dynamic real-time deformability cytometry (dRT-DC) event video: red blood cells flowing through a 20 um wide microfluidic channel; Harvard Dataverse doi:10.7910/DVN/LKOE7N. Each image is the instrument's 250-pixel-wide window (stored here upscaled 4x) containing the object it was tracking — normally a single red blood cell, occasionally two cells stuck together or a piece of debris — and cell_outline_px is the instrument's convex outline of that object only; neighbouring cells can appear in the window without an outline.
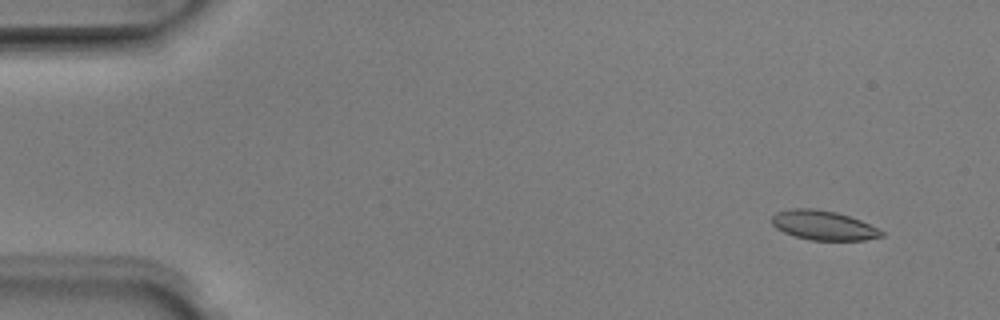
{"species": "Egyptian fruit bat (a non-hibernating species)", "species_latin": "Rousettus aegyptiacus", "temperature_condition": "room temperature", "stored_images_in_passage": 51, "camera_frame_rate_fps": 3000, "um_per_image_px": 0.085, "animal": {"sex": "male"}, "frame": {"image": 1, "passage_image": 4, "time_ms": 1.0, "image_size_px": [1000, 320], "cell_outline_px": [[884, 236], [864, 240], [812, 240], [796, 236], [784, 232], [776, 228], [772, 224], [772, 216], [776, 212], [792, 208], [812, 208], [836, 212], [860, 220], [884, 232]], "centroid_in_image_um": [69.97, 19.15], "position_along_channel_um": 15.0, "area_um2": 18.61}}
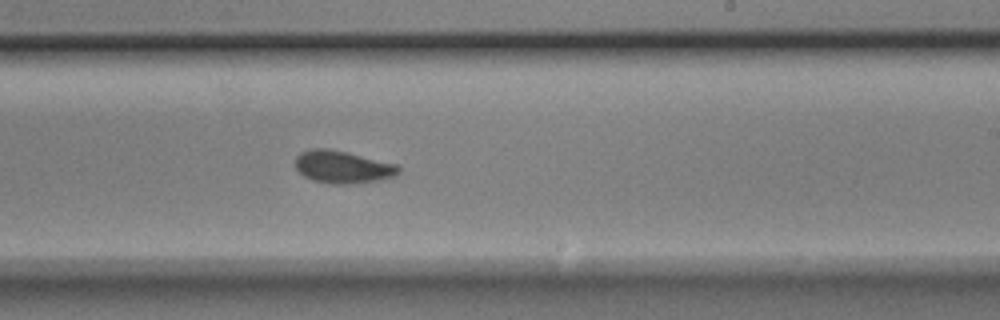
{"frame": {"image": 2, "passage_image": 31, "time_ms": 10.0, "image_size_px": [1000, 320], "cell_outline_px": [[400, 172], [396, 176], [380, 180], [352, 184], [328, 184], [312, 180], [304, 176], [296, 168], [296, 156], [300, 152], [312, 148], [328, 148], [348, 152], [396, 164], [400, 168]], "centroid_in_image_um": [29.13, 14.2], "position_along_channel_um": 259.9, "area_um2": 19.77}}
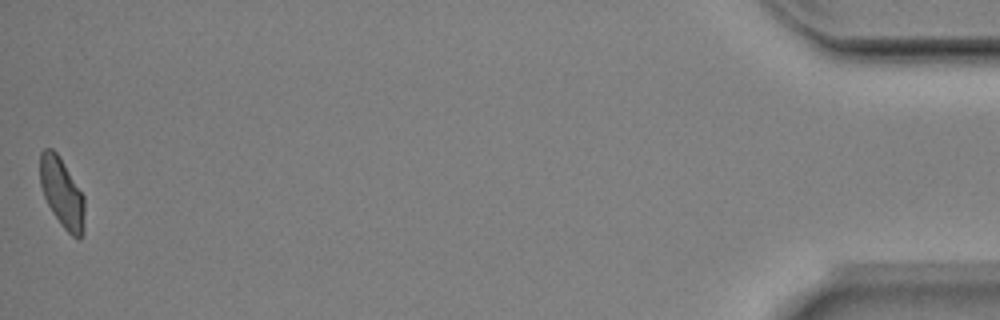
{"frame": {"image": 3, "passage_image": 51, "time_ms": 16.667, "image_size_px": [1000, 320], "cell_outline_px": [[84, 232], [80, 240], [72, 236], [60, 224], [52, 212], [44, 196], [40, 184], [40, 152], [44, 148], [52, 148], [60, 156], [84, 196]], "centroid_in_image_um": [5.27, 16.39], "position_along_channel_um": 429.9, "area_um2": 18.21}, "authors_computed_cell_mechanics": {"area_um2": 18.8428, "velocity_mm_per_s": 3.9633, "shape_relaxation_time_tau1_ms": 2.6358, "shape_relaxation_time_tau2_ms": 1.3899, "deformation_change_tau1": 0.1295, "deformation_change_tau2": 0.0715}}